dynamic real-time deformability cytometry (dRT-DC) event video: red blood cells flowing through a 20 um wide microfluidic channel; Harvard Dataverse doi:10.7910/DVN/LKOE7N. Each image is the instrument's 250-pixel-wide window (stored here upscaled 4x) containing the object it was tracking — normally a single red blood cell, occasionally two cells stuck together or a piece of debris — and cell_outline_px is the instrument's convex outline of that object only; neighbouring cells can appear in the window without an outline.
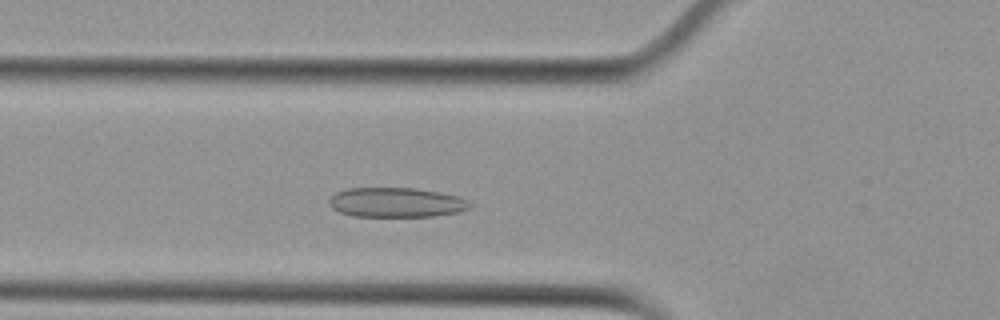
{"species": "Egyptian fruit bat (a non-hibernating species)", "species_latin": "Rousettus aegyptiacus", "temperature_condition": "cold", "stored_images_in_passage": 44, "camera_frame_rate_fps": 3000, "um_per_image_px": 0.085, "animal": {"sex": "female"}, "frame": {"image": 1, "passage_image": 9, "time_ms": 2.667, "image_size_px": [1000, 320], "cell_outline_px": [[472, 208], [460, 212], [436, 216], [352, 216], [340, 212], [332, 208], [328, 204], [328, 200], [336, 192], [348, 188], [416, 188], [440, 192], [456, 196], [468, 200], [472, 204]], "centroid_in_image_um": [33.7, 17.21], "position_along_channel_um": 92.1, "area_um2": 24.51}}
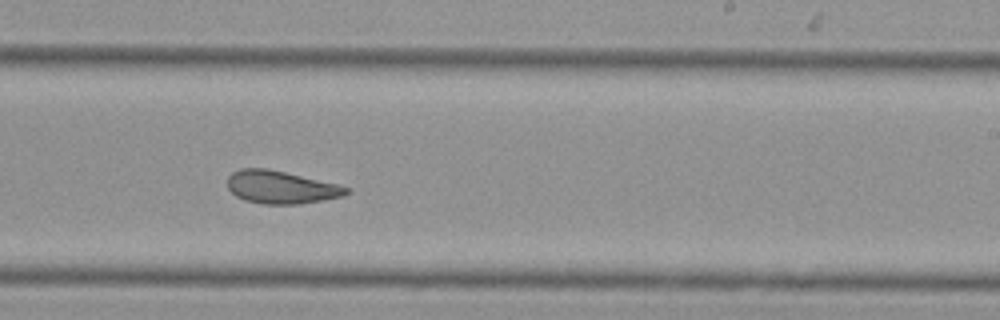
{"frame": {"image": 2, "passage_image": 23, "time_ms": 7.333, "image_size_px": [1000, 320], "cell_outline_px": [[348, 192], [344, 196], [300, 204], [264, 204], [244, 200], [236, 196], [228, 188], [228, 176], [232, 172], [240, 168], [268, 168], [336, 184], [348, 188]], "centroid_in_image_um": [23.84, 15.91], "position_along_channel_um": 265.2, "area_um2": 22.54}}
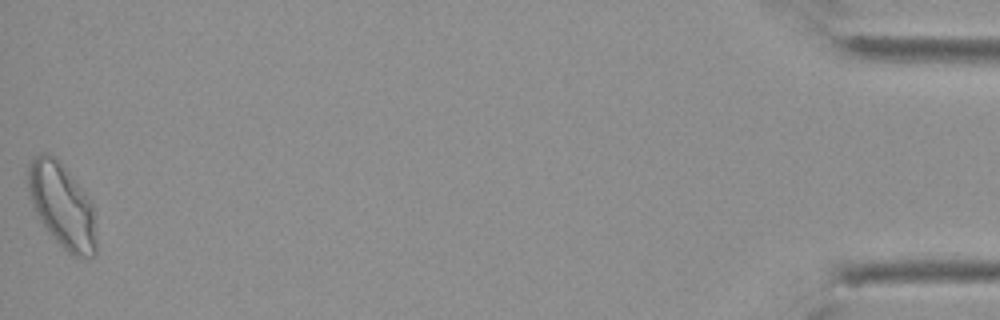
{"frame": {"image": 3, "passage_image": 44, "time_ms": 14.333, "image_size_px": [1000, 320], "cell_outline_px": [[96, 256], [84, 260], [72, 256], [56, 240], [44, 224], [36, 212], [28, 196], [28, 164], [32, 156], [40, 152], [48, 152], [56, 156], [60, 160], [92, 204], [96, 236]], "centroid_in_image_um": [5.27, 17.46], "position_along_channel_um": 429.9, "area_um2": 33.7}, "authors_computed_cell_mechanics": {"area_um2": 23.9003, "velocity_mm_per_s": 3.7145, "shape_relaxation_time_tau1_ms": null, "shape_relaxation_time_tau2_ms": 1.912, "deformation_change_tau1": null, "deformation_change_tau2": 0.0768}}